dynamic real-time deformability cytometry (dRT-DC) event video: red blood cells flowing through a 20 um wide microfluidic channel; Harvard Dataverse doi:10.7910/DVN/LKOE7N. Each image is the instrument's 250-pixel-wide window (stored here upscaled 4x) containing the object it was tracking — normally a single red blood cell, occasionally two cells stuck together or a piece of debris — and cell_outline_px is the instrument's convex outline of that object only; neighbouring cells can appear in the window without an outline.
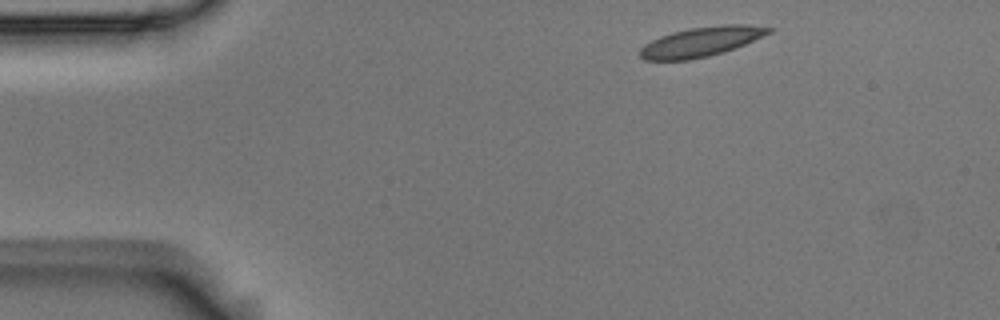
{"species": "Egyptian fruit bat (a non-hibernating species)", "species_latin": "Rousettus aegyptiacus", "temperature_condition": "room temperature", "stored_images_in_passage": 4, "camera_frame_rate_fps": 3000, "um_per_image_px": 0.085, "animal": {"sex": "male"}, "frame": {"image": 1, "passage_image": 1, "time_ms": 0.0, "image_size_px": [1000, 320], "cell_outline_px": [[772, 32], [744, 44], [708, 56], [688, 60], [644, 60], [640, 56], [640, 48], [644, 44], [660, 36], [672, 32], [688, 28], [720, 24], [748, 24], [772, 28]], "centroid_in_image_um": [59.57, 3.53], "position_along_channel_um": 25.4, "area_um2": 22.08}}
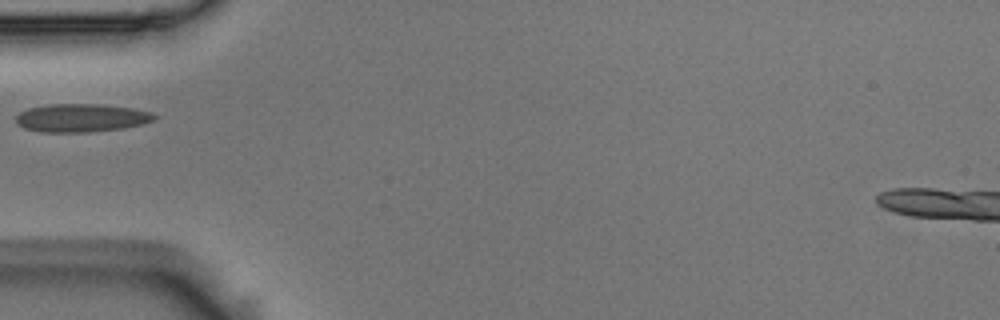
{"frame": {"image": 2, "passage_image": 4, "time_ms": 1.0, "image_size_px": [1000, 320], "cell_outline_px": [[156, 120], [144, 124], [124, 128], [88, 132], [40, 132], [24, 128], [16, 124], [16, 116], [20, 112], [28, 108], [48, 104], [100, 104], [136, 108], [152, 112], [156, 116]], "centroid_in_image_um": [6.94, 10.02], "position_along_channel_um": 78.1, "area_um2": 23.06}}